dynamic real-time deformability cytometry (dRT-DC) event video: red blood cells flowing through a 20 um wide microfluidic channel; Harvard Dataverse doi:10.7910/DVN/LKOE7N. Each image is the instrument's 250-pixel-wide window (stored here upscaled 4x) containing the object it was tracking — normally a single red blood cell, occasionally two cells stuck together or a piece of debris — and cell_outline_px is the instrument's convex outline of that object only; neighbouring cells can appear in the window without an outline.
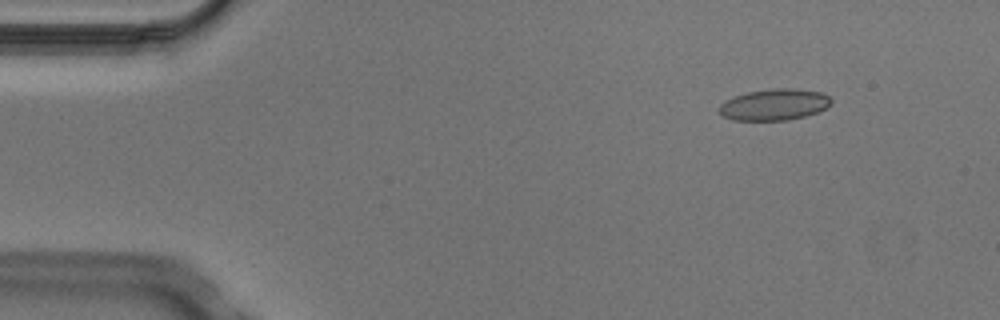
{"species": "Egyptian fruit bat (a non-hibernating species)", "species_latin": "Rousettus aegyptiacus", "temperature_condition": "cold", "stored_images_in_passage": 5, "camera_frame_rate_fps": 3000, "um_per_image_px": 0.085, "animal": {"sex": "male"}, "frame": {"image": 1, "passage_image": 2, "time_ms": 0.333, "image_size_px": [1000, 320], "cell_outline_px": [[832, 104], [820, 112], [788, 120], [732, 120], [724, 116], [720, 112], [720, 104], [724, 100], [748, 92], [772, 88], [792, 88], [820, 92], [828, 96], [832, 100]], "centroid_in_image_um": [65.84, 8.89], "position_along_channel_um": 19.2, "area_um2": 20.46}}
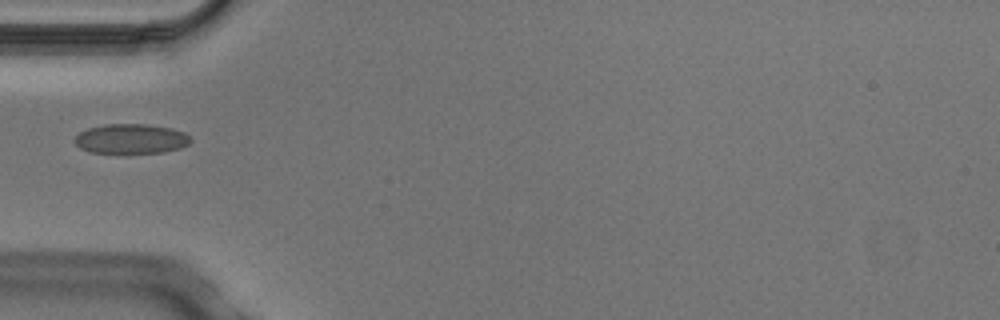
{"frame": {"image": 2, "passage_image": 5, "time_ms": 1.333, "image_size_px": [1000, 320], "cell_outline_px": [[192, 140], [188, 144], [180, 148], [164, 152], [120, 156], [88, 152], [80, 148], [72, 140], [80, 132], [88, 128], [104, 124], [148, 124], [168, 128], [184, 132]], "centroid_in_image_um": [11.08, 11.85], "position_along_channel_um": 73.9, "area_um2": 20.98}}